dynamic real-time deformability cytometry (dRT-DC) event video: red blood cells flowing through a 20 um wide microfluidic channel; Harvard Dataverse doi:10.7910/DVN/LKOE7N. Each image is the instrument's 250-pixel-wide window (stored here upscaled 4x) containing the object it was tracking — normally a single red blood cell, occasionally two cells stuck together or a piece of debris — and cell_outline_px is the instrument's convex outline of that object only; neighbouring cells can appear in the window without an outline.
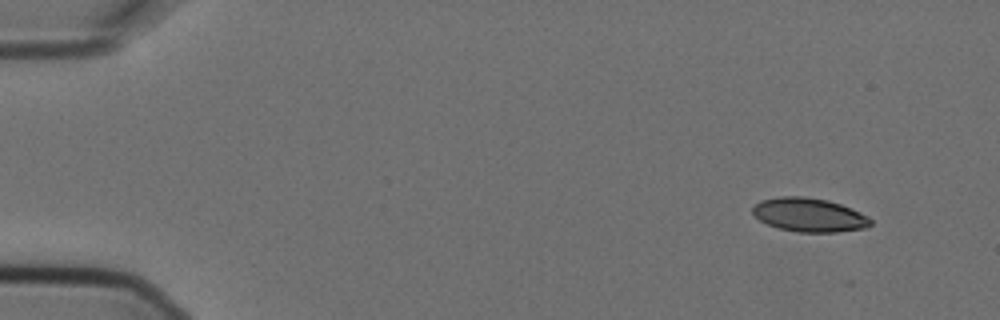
{"species": "Egyptian fruit bat (a non-hibernating species)", "species_latin": "Rousettus aegyptiacus", "temperature_condition": "cold", "stored_images_in_passage": 13, "camera_frame_rate_fps": 3000, "um_per_image_px": 0.085, "animal": {"sex": "female"}, "frame": {"image": 1, "passage_image": 1, "time_ms": 0.0, "image_size_px": [1000, 320], "cell_outline_px": [[872, 224], [868, 228], [836, 232], [796, 232], [780, 228], [768, 224], [760, 220], [752, 212], [752, 208], [760, 200], [780, 196], [804, 196], [828, 200], [840, 204], [860, 212], [868, 216], [872, 220]], "centroid_in_image_um": [68.8, 18.26], "position_along_channel_um": 16.2, "area_um2": 23.29}}
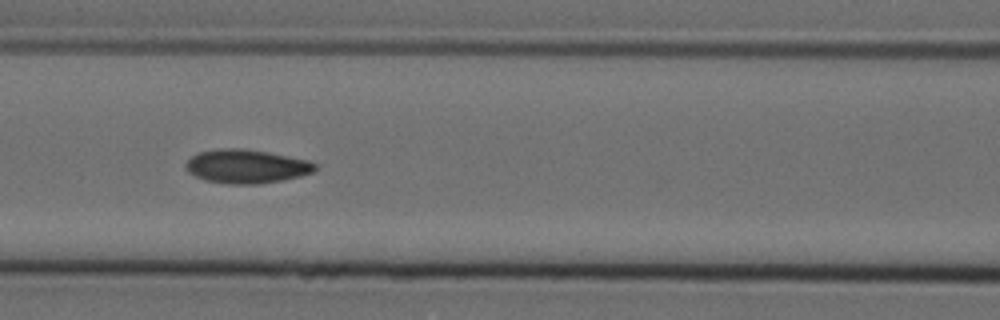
{"frame": {"image": 2, "passage_image": 6, "time_ms": 1.667, "image_size_px": [1000, 320], "cell_outline_px": [[316, 168], [312, 172], [300, 176], [284, 180], [256, 184], [228, 184], [204, 180], [188, 172], [184, 168], [184, 164], [192, 156], [200, 152], [220, 148], [244, 148], [268, 152], [308, 160], [316, 164]], "centroid_in_image_um": [20.92, 14.14], "position_along_channel_um": 145.7, "area_um2": 25.49}}
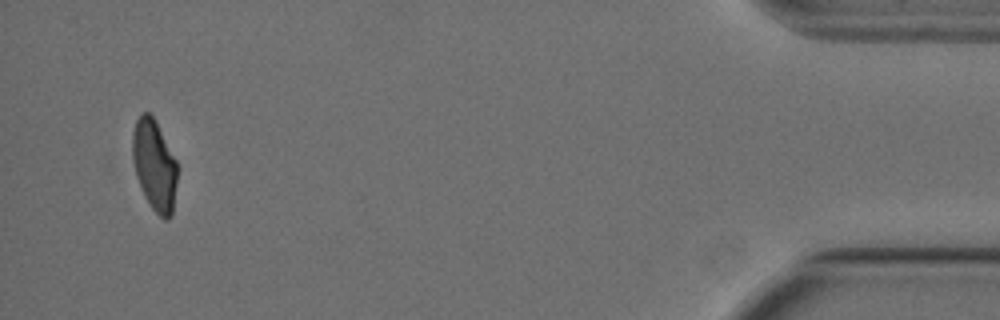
{"frame": {"image": 3, "passage_image": 13, "time_ms": 4.0, "image_size_px": [1000, 320], "cell_outline_px": [[176, 184], [172, 216], [168, 220], [164, 220], [152, 208], [144, 196], [136, 176], [132, 156], [132, 132], [136, 120], [140, 112], [148, 112], [156, 120], [176, 160]], "centroid_in_image_um": [13.11, 14.02], "position_along_channel_um": 422.1, "area_um2": 23.81}}